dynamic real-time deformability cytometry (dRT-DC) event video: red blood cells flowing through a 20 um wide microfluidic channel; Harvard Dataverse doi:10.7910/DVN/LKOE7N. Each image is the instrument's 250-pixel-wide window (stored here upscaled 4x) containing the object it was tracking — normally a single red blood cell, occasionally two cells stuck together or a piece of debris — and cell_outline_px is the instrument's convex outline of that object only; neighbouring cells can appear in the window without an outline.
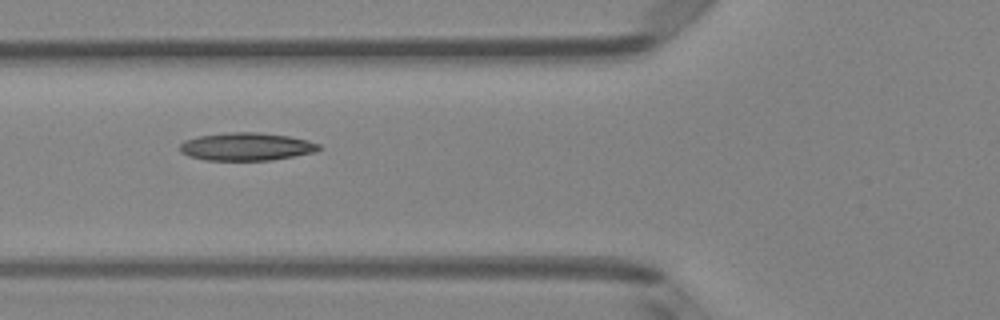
{"species": "Egyptian fruit bat (a non-hibernating species)", "species_latin": "Rousettus aegyptiacus", "temperature_condition": "room temperature", "stored_images_in_passage": 9, "camera_frame_rate_fps": 3000, "um_per_image_px": 0.085, "animal": {"sex": "female"}, "frame": {"image": 1, "passage_image": 6, "time_ms": 1.667, "image_size_px": [1000, 320], "cell_outline_px": [[320, 148], [316, 152], [272, 160], [204, 160], [188, 156], [180, 152], [180, 144], [184, 140], [200, 136], [232, 132], [260, 132], [288, 136], [308, 140], [320, 144]], "centroid_in_image_um": [20.95, 12.46], "position_along_channel_um": 104.9, "area_um2": 22.6}}
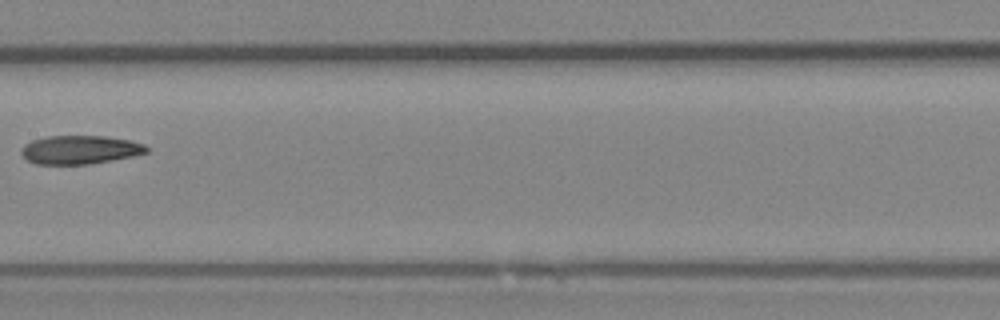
{"frame": {"image": 2, "passage_image": 8, "time_ms": 2.333, "image_size_px": [1000, 320], "cell_outline_px": [[148, 152], [132, 156], [112, 160], [88, 164], [36, 164], [28, 160], [20, 152], [24, 144], [32, 140], [48, 136], [104, 136], [132, 140], [144, 144], [148, 148]], "centroid_in_image_um": [6.8, 12.72], "position_along_channel_um": 200.6, "area_um2": 20.81}}
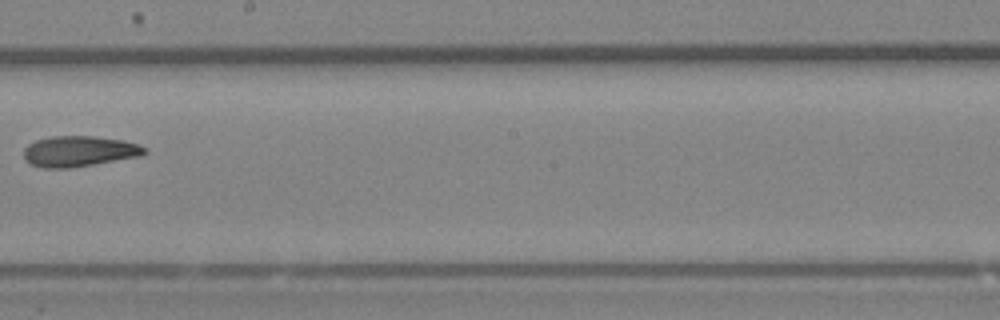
{"frame": {"image": 3, "passage_image": 9, "time_ms": 2.667, "image_size_px": [1000, 320], "cell_outline_px": [[148, 152], [144, 156], [68, 168], [44, 168], [32, 164], [24, 160], [24, 148], [28, 144], [36, 140], [52, 136], [92, 136], [124, 140], [140, 144], [148, 148]], "centroid_in_image_um": [6.78, 12.85], "position_along_channel_um": 241.4, "area_um2": 21.85}}